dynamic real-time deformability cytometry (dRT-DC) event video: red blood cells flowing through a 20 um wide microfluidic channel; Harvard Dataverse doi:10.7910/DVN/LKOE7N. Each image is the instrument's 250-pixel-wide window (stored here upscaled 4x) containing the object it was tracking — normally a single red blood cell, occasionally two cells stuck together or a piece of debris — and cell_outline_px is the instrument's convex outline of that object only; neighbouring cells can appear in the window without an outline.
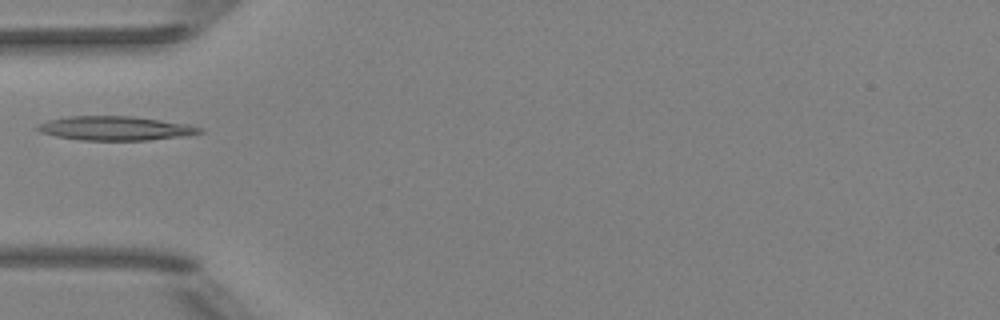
{"species": "Egyptian fruit bat (a non-hibernating species)", "species_latin": "Rousettus aegyptiacus", "temperature_condition": "room temperature", "stored_images_in_passage": 4, "camera_frame_rate_fps": 3000, "um_per_image_px": 0.085, "animal": {"sex": "female"}, "frame": {"image": 1, "passage_image": 2, "time_ms": 1.333, "image_size_px": [1000, 320], "cell_outline_px": [[204, 132], [188, 136], [148, 140], [80, 140], [56, 136], [40, 132], [36, 128], [36, 124], [48, 120], [68, 116], [132, 116], [188, 124], [204, 128]], "centroid_in_image_um": [9.83, 10.9], "position_along_channel_um": 75.2, "area_um2": 22.95}}
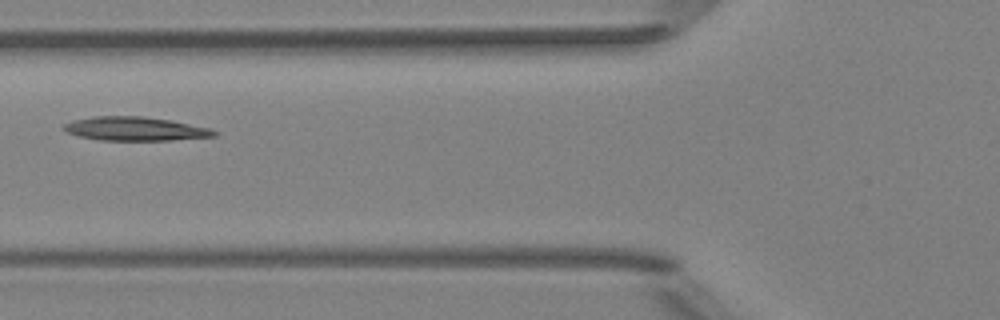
{"frame": {"image": 2, "passage_image": 3, "time_ms": 2.333, "image_size_px": [1000, 320], "cell_outline_px": [[220, 132], [216, 136], [172, 140], [100, 140], [80, 136], [68, 132], [64, 128], [64, 124], [72, 120], [92, 116], [144, 116], [172, 120], [208, 128]], "centroid_in_image_um": [11.52, 10.94], "position_along_channel_um": 114.3, "area_um2": 20.81}}
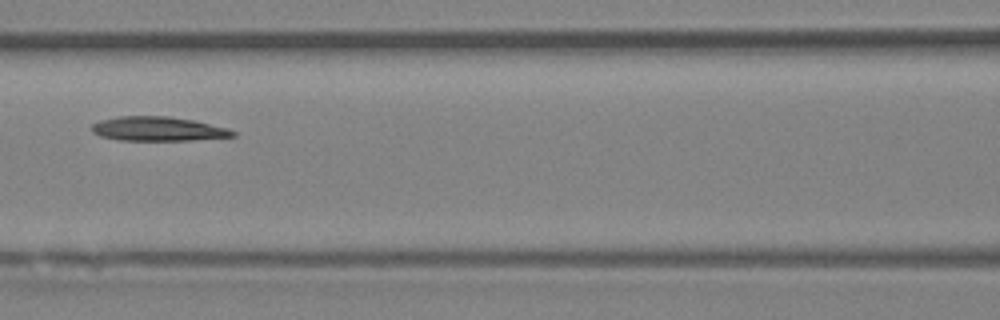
{"frame": {"image": 3, "passage_image": 4, "time_ms": 3.333, "image_size_px": [1000, 320], "cell_outline_px": [[236, 136], [192, 140], [120, 140], [100, 136], [92, 132], [92, 124], [100, 120], [120, 116], [168, 116], [192, 120], [228, 128], [236, 132]], "centroid_in_image_um": [13.43, 10.95], "position_along_channel_um": 153.2, "area_um2": 19.83}}